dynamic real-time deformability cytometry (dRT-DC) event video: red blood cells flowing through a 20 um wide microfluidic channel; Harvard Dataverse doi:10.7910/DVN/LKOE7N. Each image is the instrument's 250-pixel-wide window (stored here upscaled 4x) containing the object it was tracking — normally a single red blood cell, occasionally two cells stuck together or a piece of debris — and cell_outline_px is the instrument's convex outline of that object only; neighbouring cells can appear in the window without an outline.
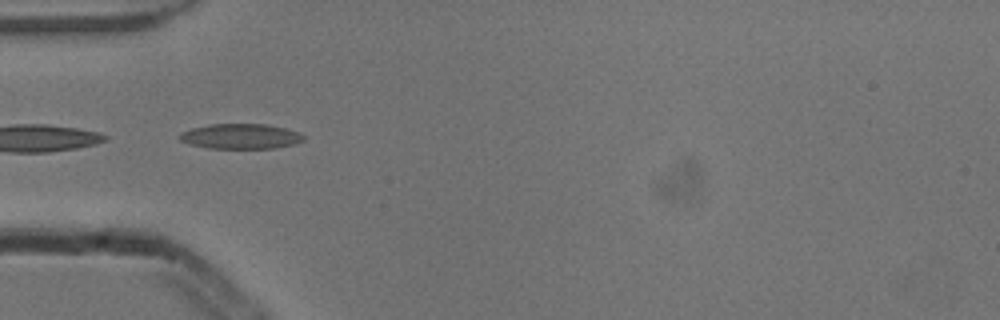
{"species": "common noctule bat (a hibernating species)", "species_latin": "Nyctalus noctula", "temperature_condition": "cold", "stored_images_in_passage": 27, "segment_of_instrument_passage": [2, 2], "camera_frame_rate_fps": 3000, "um_per_image_px": 0.085, "animal": {"sex": "male", "body_mass_g": 13.3}, "frame": {"image": 1, "passage_image": 17, "time_ms": 5.333, "image_size_px": [1000, 320], "cell_outline_px": [[304, 140], [296, 144], [276, 148], [208, 148], [192, 144], [180, 140], [180, 132], [192, 128], [208, 124], [264, 124], [284, 128], [296, 132], [304, 136]], "centroid_in_image_um": [20.46, 11.59], "position_along_channel_um": 64.5, "area_um2": 17.98}}
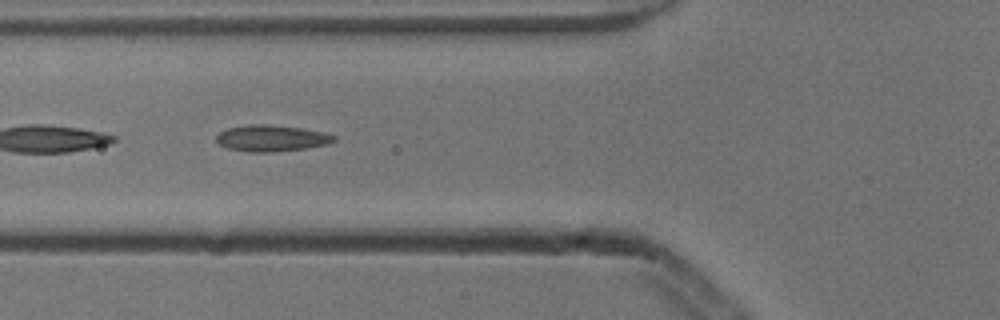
{"frame": {"image": 2, "passage_image": 20, "time_ms": 6.333, "image_size_px": [1000, 320], "cell_outline_px": [[336, 140], [328, 144], [304, 148], [272, 152], [248, 152], [228, 148], [220, 144], [216, 140], [216, 136], [220, 132], [228, 128], [248, 124], [264, 124], [300, 128], [324, 132], [336, 136]], "centroid_in_image_um": [23.07, 11.75], "position_along_channel_um": 102.7, "area_um2": 17.92}}